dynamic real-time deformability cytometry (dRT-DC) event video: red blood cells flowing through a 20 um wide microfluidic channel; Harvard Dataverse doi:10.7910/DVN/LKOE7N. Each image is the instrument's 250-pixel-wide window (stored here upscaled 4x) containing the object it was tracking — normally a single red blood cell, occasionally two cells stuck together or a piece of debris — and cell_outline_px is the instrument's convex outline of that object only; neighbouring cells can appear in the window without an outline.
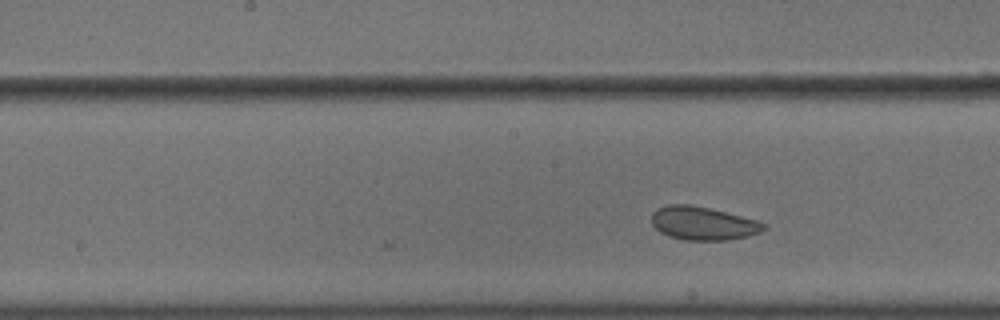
{"species": "common noctule bat (a hibernating species)", "species_latin": "Nyctalus noctula", "temperature_condition": "cold", "stored_images_in_passage": 13, "camera_frame_rate_fps": 3000, "um_per_image_px": 0.085, "animal": {"sex": "male", "body_mass_g": 18.8}, "frame": {"image": 1, "passage_image": 13, "time_ms": 4.0, "image_size_px": [1000, 320], "cell_outline_px": [[768, 228], [760, 232], [748, 236], [728, 240], [684, 240], [668, 236], [660, 232], [652, 224], [652, 212], [668, 204], [688, 204], [712, 208], [756, 220], [768, 224]], "centroid_in_image_um": [59.78, 18.98], "position_along_channel_um": 188.4, "area_um2": 21.96}}